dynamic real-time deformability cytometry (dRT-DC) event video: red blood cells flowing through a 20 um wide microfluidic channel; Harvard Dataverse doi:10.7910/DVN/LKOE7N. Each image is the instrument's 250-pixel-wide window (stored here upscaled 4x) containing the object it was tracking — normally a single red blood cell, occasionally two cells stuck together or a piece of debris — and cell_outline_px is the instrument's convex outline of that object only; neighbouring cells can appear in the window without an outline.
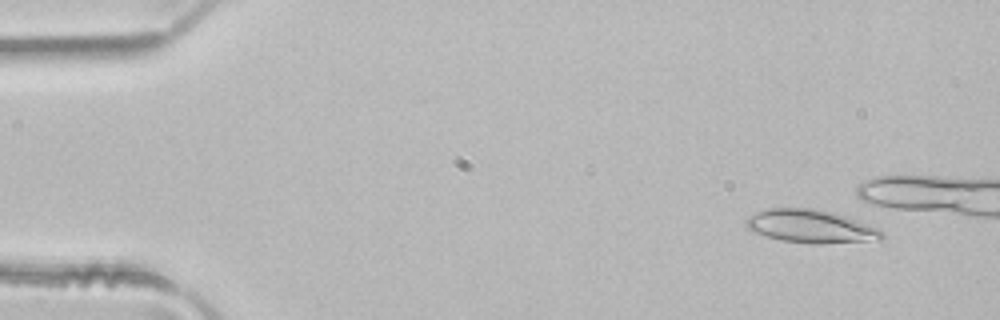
{"species": "common noctule bat (a hibernating species)", "species_latin": "Nyctalus noctula", "temperature_condition": "room temperature", "stored_images_in_passage": 39, "camera_frame_rate_fps": 3000, "um_per_image_px": 0.085, "animal": {"sex": "male", "body_mass_g": 21.5, "forearm_length_mm": 52.0}, "frame": {"image": 1, "passage_image": 4, "time_ms": 1.0, "image_size_px": [1000, 320], "cell_outline_px": [[884, 236], [880, 240], [820, 244], [816, 244], [784, 240], [768, 236], [756, 232], [748, 228], [744, 224], [744, 220], [748, 216], [756, 212], [768, 208], [812, 208], [832, 212], [880, 228], [884, 232]], "centroid_in_image_um": [68.94, 19.23], "position_along_channel_um": 16.1, "area_um2": 26.13}}
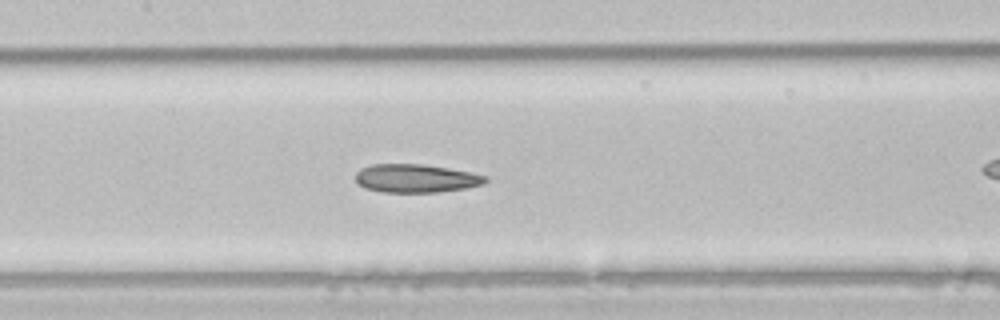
{"frame": {"image": 2, "passage_image": 23, "time_ms": 7.333, "image_size_px": [1000, 320], "cell_outline_px": [[488, 180], [484, 184], [468, 188], [436, 192], [380, 192], [364, 188], [356, 184], [356, 172], [360, 168], [372, 164], [424, 164], [472, 172], [488, 176]], "centroid_in_image_um": [35.35, 15.16], "position_along_channel_um": 172.0, "area_um2": 21.79}}
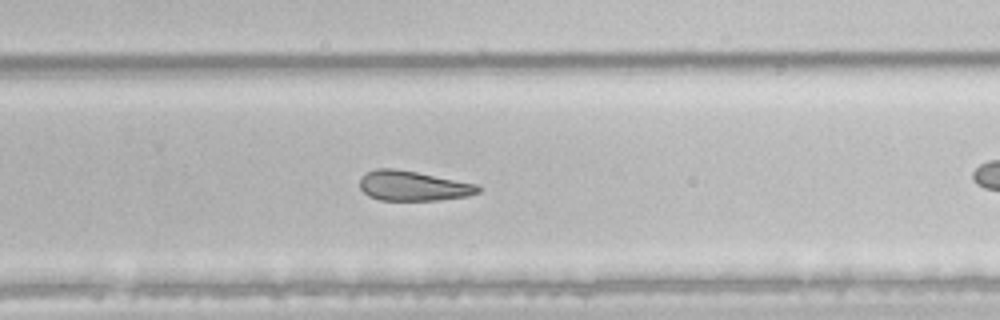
{"frame": {"image": 3, "passage_image": 32, "time_ms": 10.333, "image_size_px": [1000, 320], "cell_outline_px": [[480, 192], [468, 196], [436, 200], [380, 200], [368, 196], [360, 188], [360, 176], [376, 168], [396, 168], [476, 184], [480, 188]], "centroid_in_image_um": [35.07, 15.8], "position_along_channel_um": 294.7, "area_um2": 20.52}}